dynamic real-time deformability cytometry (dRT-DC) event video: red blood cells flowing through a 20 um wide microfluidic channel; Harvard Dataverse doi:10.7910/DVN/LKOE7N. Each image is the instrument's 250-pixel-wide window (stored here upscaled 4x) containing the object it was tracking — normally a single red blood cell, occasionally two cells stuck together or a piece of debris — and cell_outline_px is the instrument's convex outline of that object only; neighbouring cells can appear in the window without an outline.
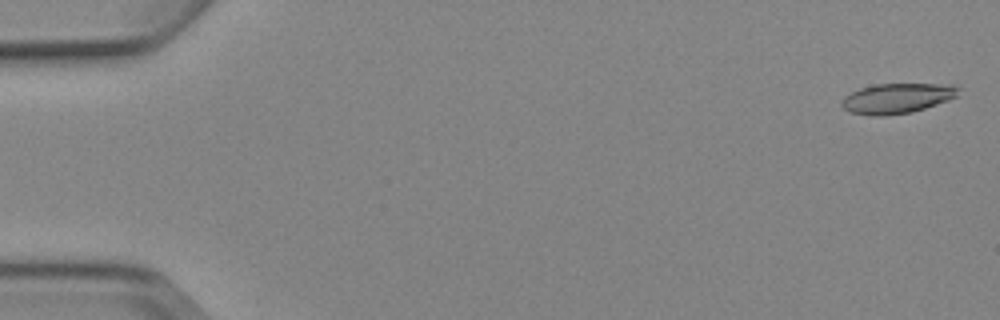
{"species": "Egyptian fruit bat (a non-hibernating species)", "species_latin": "Rousettus aegyptiacus", "temperature_condition": "cold", "stored_images_in_passage": 4, "camera_frame_rate_fps": 3000, "um_per_image_px": 0.085, "animal": {"sex": "female"}, "frame": {"image": 1, "passage_image": 1, "time_ms": 0.0, "image_size_px": [1000, 320], "cell_outline_px": [[960, 88], [956, 96], [948, 100], [912, 112], [884, 116], [872, 116], [848, 112], [840, 104], [840, 100], [844, 96], [860, 88], [876, 84], [952, 84]], "centroid_in_image_um": [76.21, 8.36], "position_along_channel_um": 8.8, "area_um2": 20.52}}